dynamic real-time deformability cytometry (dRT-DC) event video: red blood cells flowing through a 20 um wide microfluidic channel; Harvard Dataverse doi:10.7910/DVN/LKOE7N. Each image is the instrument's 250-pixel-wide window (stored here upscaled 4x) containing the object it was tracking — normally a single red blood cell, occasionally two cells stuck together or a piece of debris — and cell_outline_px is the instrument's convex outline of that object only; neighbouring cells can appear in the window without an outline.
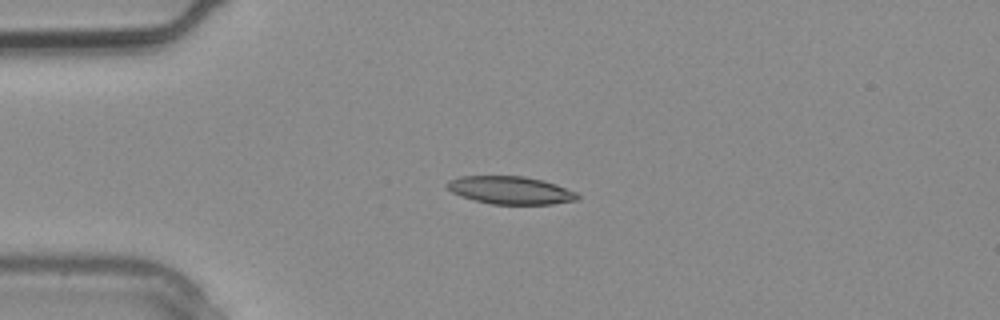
{"species": "common noctule bat (a hibernating species)", "species_latin": "Nyctalus noctula", "temperature_condition": "warm", "stored_images_in_passage": 1, "camera_frame_rate_fps": 3000, "um_per_image_px": 0.085, "animal": {"sex": "male", "body_mass_g": 20.4}, "frame": {"image": 1, "passage_image": 1, "time_ms": 0.0, "image_size_px": [1000, 320], "cell_outline_px": [[580, 196], [576, 200], [552, 204], [492, 204], [460, 196], [452, 192], [444, 184], [448, 180], [460, 176], [524, 176], [544, 180], [556, 184], [576, 192]], "centroid_in_image_um": [43.37, 16.16], "position_along_channel_um": 41.6, "area_um2": 21.15}}